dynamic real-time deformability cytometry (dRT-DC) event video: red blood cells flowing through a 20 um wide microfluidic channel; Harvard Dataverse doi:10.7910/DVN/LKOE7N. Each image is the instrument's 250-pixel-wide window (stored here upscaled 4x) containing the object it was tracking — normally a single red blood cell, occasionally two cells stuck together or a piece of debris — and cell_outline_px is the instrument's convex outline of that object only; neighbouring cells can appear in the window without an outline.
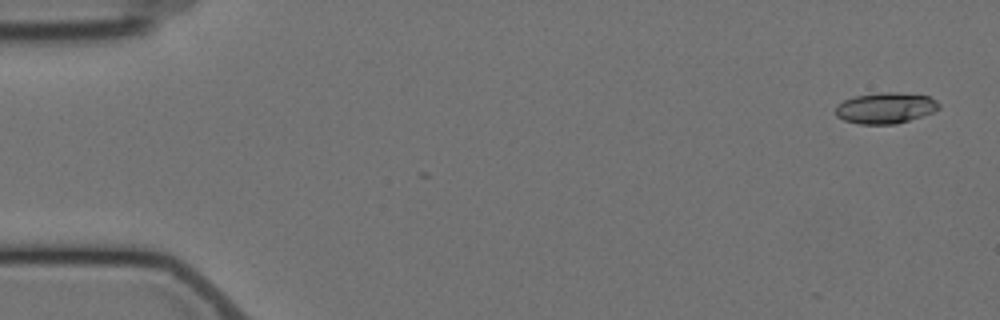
{"species": "Egyptian fruit bat (a non-hibernating species)", "species_latin": "Rousettus aegyptiacus", "temperature_condition": "cold", "stored_images_in_passage": 2, "camera_frame_rate_fps": 3000, "um_per_image_px": 0.085, "animal": {"sex": "female"}, "frame": {"image": 1, "passage_image": 1, "time_ms": 0.0, "image_size_px": [1000, 320], "cell_outline_px": [[940, 108], [932, 112], [896, 124], [860, 124], [844, 120], [836, 116], [836, 104], [844, 100], [856, 96], [880, 92], [896, 92], [928, 96], [936, 100], [940, 104]], "centroid_in_image_um": [75.25, 9.17], "position_along_channel_um": 9.8, "area_um2": 18.55}}